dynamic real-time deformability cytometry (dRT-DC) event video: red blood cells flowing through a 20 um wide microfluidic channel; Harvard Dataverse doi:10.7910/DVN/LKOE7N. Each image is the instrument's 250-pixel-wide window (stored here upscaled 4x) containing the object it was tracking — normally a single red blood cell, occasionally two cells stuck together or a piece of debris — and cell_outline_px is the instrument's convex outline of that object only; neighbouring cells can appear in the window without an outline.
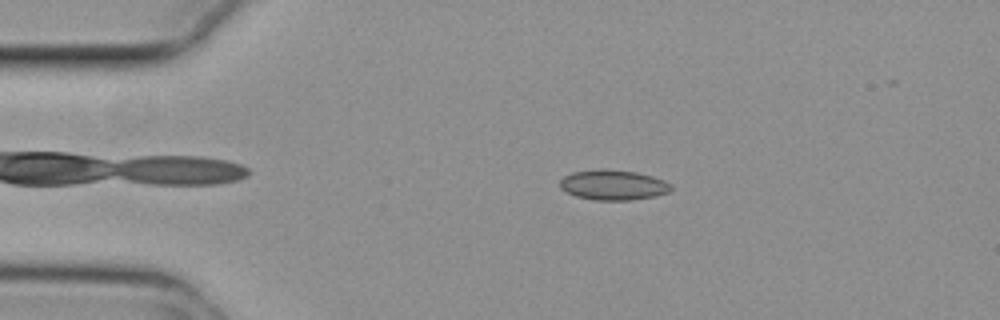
{"species": "common noctule bat (a hibernating species)", "species_latin": "Nyctalus noctula", "temperature_condition": "cold", "stored_images_in_passage": 53, "camera_frame_rate_fps": 3000, "um_per_image_px": 0.085, "animal": {"sex": "female", "body_mass_g": 29.2, "forearm_length_mm": 56.3}, "frame": {"image": 1, "passage_image": 11, "time_ms": 3.333, "image_size_px": [1000, 320], "cell_outline_px": [[672, 188], [668, 192], [656, 196], [628, 200], [596, 200], [576, 196], [560, 188], [560, 180], [564, 176], [572, 172], [600, 168], [604, 168], [636, 172], [652, 176], [664, 180], [672, 184]], "centroid_in_image_um": [52.13, 15.71], "position_along_channel_um": 32.9, "area_um2": 19.59}}
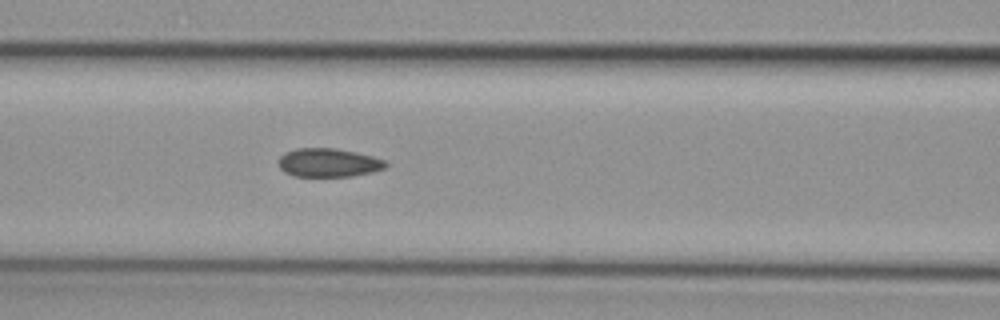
{"frame": {"image": 2, "passage_image": 23, "time_ms": 7.333, "image_size_px": [1000, 320], "cell_outline_px": [[388, 164], [384, 168], [372, 172], [352, 176], [292, 176], [284, 172], [280, 168], [280, 156], [284, 152], [296, 148], [336, 148], [356, 152], [372, 156], [384, 160]], "centroid_in_image_um": [27.91, 13.82], "position_along_channel_um": 138.7, "area_um2": 17.86}}
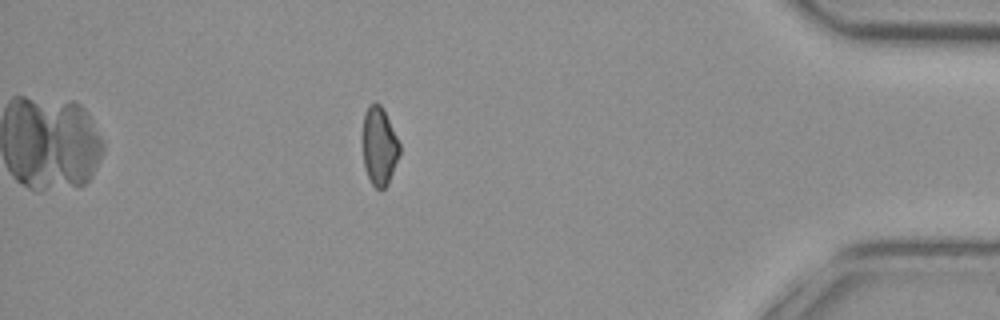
{"frame": {"image": 3, "passage_image": 48, "time_ms": 15.667, "image_size_px": [1000, 320], "cell_outline_px": [[400, 152], [388, 184], [384, 188], [376, 188], [372, 184], [368, 176], [364, 164], [364, 112], [372, 104], [380, 104], [400, 144]], "centroid_in_image_um": [32.25, 12.46], "position_along_channel_um": 402.9, "area_um2": 16.13}, "authors_computed_cell_mechanics": {"area_um2": 18.207, "velocity_mm_per_s": 3.7375, "shape_relaxation_time_tau1_ms": null, "shape_relaxation_time_tau2_ms": 3.7615, "deformation_change_tau1": null, "deformation_change_tau2": 0.0849}}